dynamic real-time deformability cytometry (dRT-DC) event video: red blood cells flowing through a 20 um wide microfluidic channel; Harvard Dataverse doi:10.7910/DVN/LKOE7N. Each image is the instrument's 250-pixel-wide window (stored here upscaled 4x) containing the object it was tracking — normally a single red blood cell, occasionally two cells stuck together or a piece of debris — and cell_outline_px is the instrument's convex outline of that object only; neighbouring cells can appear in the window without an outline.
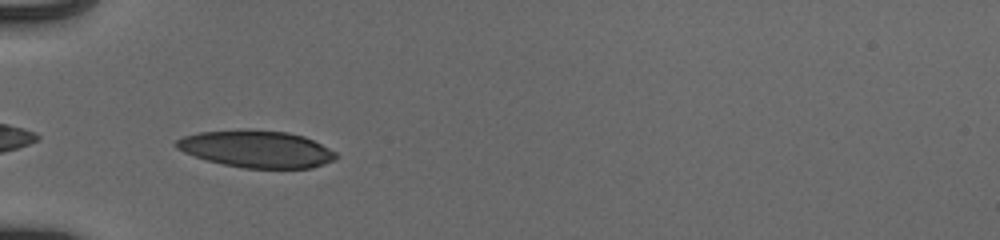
{"species": "human", "species_latin": "Homo sapiens", "temperature_condition": "cold", "stored_images_in_passage": 36, "camera_frame_rate_fps": 3000, "um_per_image_px": 0.085, "donor": {"sex": "male"}, "frame": {"image": 1, "passage_image": 1, "time_ms": 0.0, "image_size_px": [1000, 240], "cell_outline_px": [[340, 156], [336, 160], [312, 168], [244, 168], [224, 164], [208, 160], [184, 152], [176, 148], [176, 140], [184, 136], [196, 132], [244, 128], [248, 128], [288, 132], [304, 136], [336, 152]], "centroid_in_image_um": [21.82, 12.64], "position_along_channel_um": 63.2, "area_um2": 34.8}}
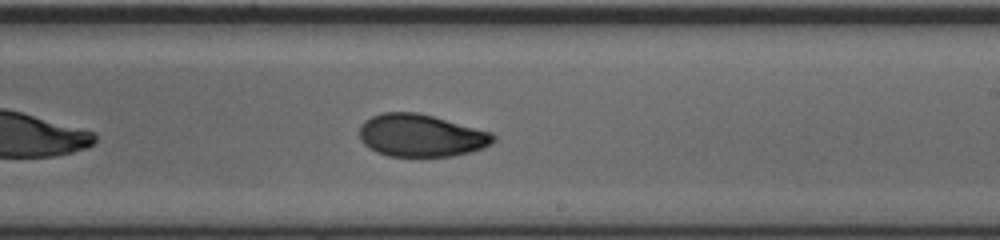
{"frame": {"image": 2, "passage_image": 16, "time_ms": 5.0, "image_size_px": [1000, 240], "cell_outline_px": [[496, 140], [492, 144], [484, 148], [452, 156], [388, 156], [376, 152], [368, 148], [360, 140], [360, 128], [364, 120], [372, 116], [384, 112], [416, 112], [432, 116], [492, 132], [496, 136]], "centroid_in_image_um": [35.79, 11.52], "position_along_channel_um": 253.2, "area_um2": 33.18}}
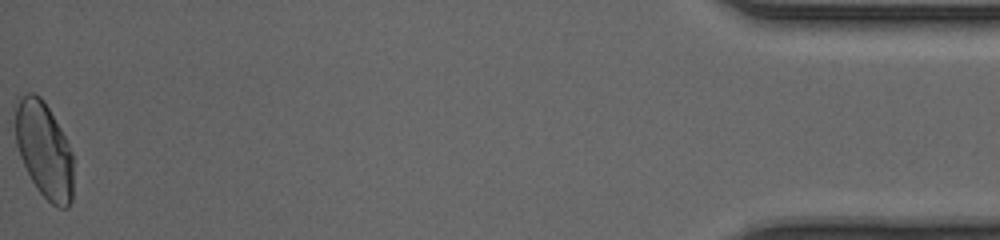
{"frame": {"image": 3, "passage_image": 36, "time_ms": 11.667, "image_size_px": [1000, 240], "cell_outline_px": [[72, 200], [68, 208], [56, 208], [36, 188], [20, 156], [16, 144], [16, 108], [20, 100], [28, 92], [32, 92], [40, 96], [44, 100], [60, 128], [72, 152]], "centroid_in_image_um": [3.77, 12.78], "position_along_channel_um": 431.4, "area_um2": 31.96}, "authors_computed_cell_mechanics": {"area_um2": 33.0327, "velocity_mm_per_s": 3.9611, "shape_relaxation_time_tau1_ms": 5.2265, "shape_relaxation_time_tau2_ms": 2.1685, "deformation_change_tau1": 0.159, "deformation_change_tau2": 0.0623}}